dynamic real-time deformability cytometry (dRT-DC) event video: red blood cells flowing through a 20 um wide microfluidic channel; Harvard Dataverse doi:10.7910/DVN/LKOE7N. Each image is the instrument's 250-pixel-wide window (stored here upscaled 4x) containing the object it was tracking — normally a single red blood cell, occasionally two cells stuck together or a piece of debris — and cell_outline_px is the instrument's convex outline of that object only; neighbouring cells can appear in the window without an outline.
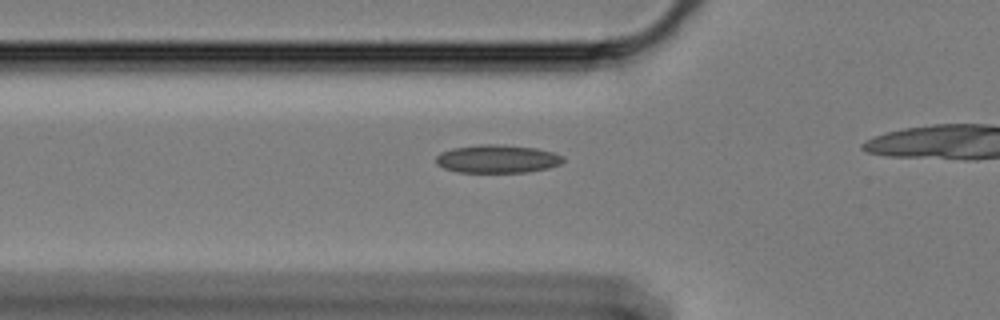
{"species": "Egyptian fruit bat (a non-hibernating species)", "species_latin": "Rousettus aegyptiacus", "temperature_condition": "cold", "stored_images_in_passage": 8, "camera_frame_rate_fps": 3000, "um_per_image_px": 0.085, "animal": {"sex": "female"}, "frame": {"image": 1, "passage_image": 2, "time_ms": 0.333, "image_size_px": [1000, 320], "cell_outline_px": [[564, 160], [560, 164], [548, 168], [528, 172], [456, 172], [444, 168], [436, 164], [436, 156], [440, 152], [452, 148], [480, 144], [496, 144], [536, 148], [552, 152], [564, 156]], "centroid_in_image_um": [42.25, 13.5], "position_along_channel_um": 83.5, "area_um2": 20.92}}
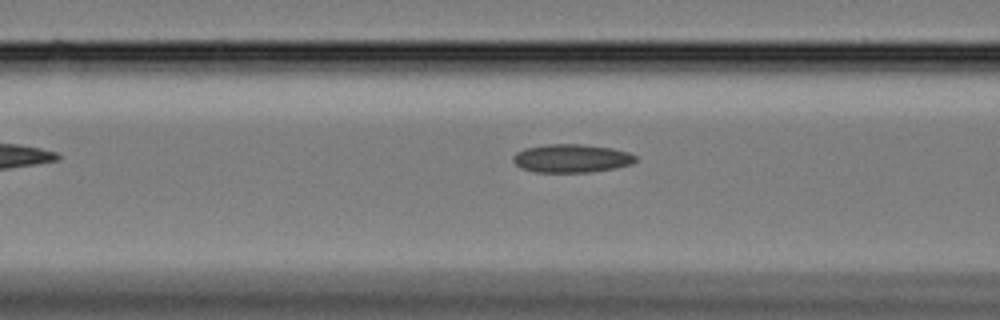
{"frame": {"image": 2, "passage_image": 5, "time_ms": 1.333, "image_size_px": [1000, 320], "cell_outline_px": [[636, 160], [632, 164], [616, 168], [592, 172], [536, 172], [520, 168], [512, 160], [512, 156], [516, 152], [524, 148], [548, 144], [580, 144], [612, 148], [628, 152], [636, 156]], "centroid_in_image_um": [48.56, 13.46], "position_along_channel_um": 118.0, "area_um2": 20.35}}